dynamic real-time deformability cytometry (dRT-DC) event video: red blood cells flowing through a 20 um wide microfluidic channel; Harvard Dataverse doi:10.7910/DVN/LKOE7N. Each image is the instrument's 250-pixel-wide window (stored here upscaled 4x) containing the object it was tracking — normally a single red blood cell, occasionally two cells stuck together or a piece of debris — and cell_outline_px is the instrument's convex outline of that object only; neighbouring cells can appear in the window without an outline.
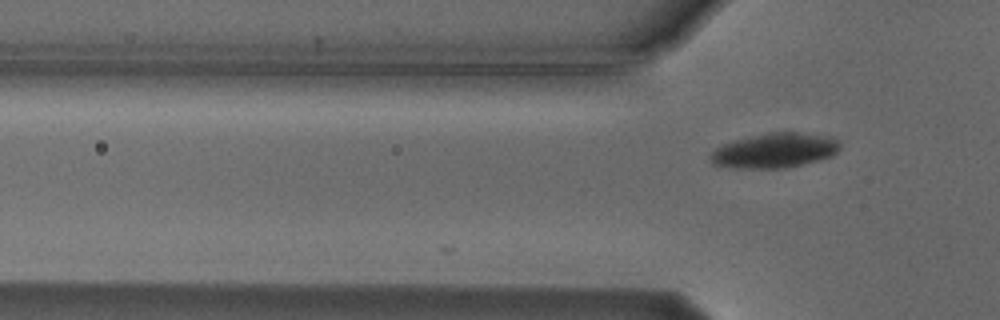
{"species": "Egyptian fruit bat (a non-hibernating species)", "species_latin": "Rousettus aegyptiacus", "temperature_condition": "cold", "stored_images_in_passage": 2, "camera_frame_rate_fps": 3000, "um_per_image_px": 0.085, "animal": {"sex": "male"}, "frame": {"image": 1, "passage_image": 2, "time_ms": 1.333, "image_size_px": [1000, 320], "cell_outline_px": [[840, 148], [832, 156], [800, 164], [776, 168], [736, 168], [712, 164], [708, 160], [708, 156], [716, 148], [732, 140], [768, 132], [796, 132], [836, 136], [840, 144]], "centroid_in_image_um": [65.84, 12.77], "position_along_channel_um": 60.0, "area_um2": 26.3}}